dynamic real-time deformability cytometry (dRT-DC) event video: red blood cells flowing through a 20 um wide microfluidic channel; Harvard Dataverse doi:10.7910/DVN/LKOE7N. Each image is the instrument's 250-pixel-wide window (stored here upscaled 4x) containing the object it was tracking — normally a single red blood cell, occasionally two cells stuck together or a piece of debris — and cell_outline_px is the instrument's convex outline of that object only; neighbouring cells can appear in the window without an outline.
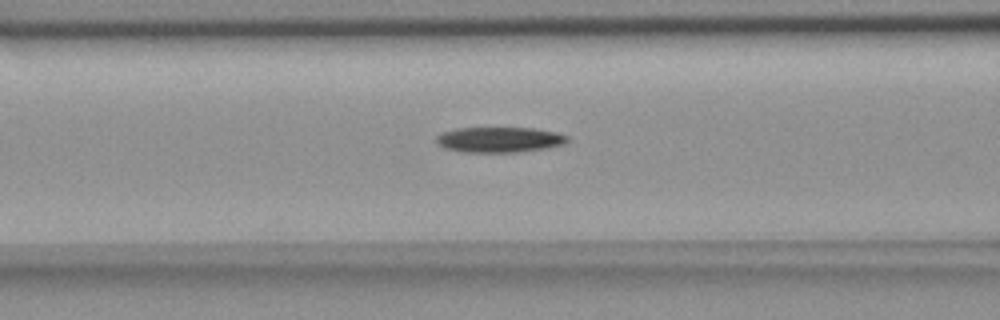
{"species": "common noctule bat (a hibernating species)", "species_latin": "Nyctalus noctula", "temperature_condition": "room temperature", "stored_images_in_passage": 38, "camera_frame_rate_fps": 3000, "um_per_image_px": 0.085, "animal": {"sex": "female", "body_mass_g": 18.4}, "frame": {"image": 1, "passage_image": 8, "time_ms": 2.333, "image_size_px": [1000, 320], "cell_outline_px": [[568, 140], [564, 144], [516, 152], [460, 152], [444, 148], [436, 144], [436, 136], [444, 132], [456, 128], [532, 128], [556, 132], [568, 136]], "centroid_in_image_um": [42.38, 11.87], "position_along_channel_um": 124.2, "area_um2": 19.25}}
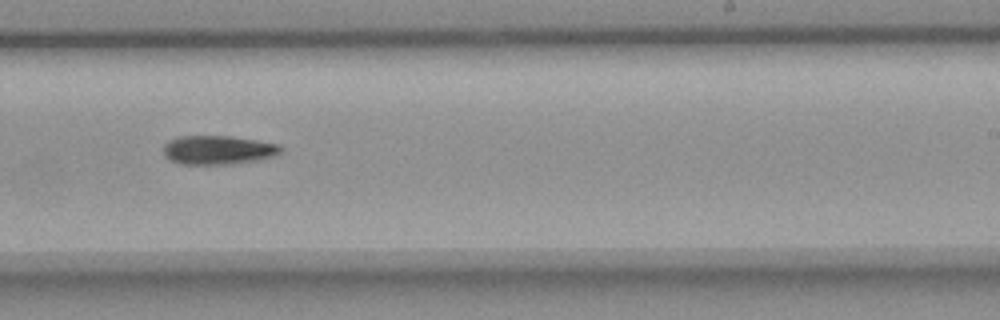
{"frame": {"image": 2, "passage_image": 20, "time_ms": 6.333, "image_size_px": [1000, 320], "cell_outline_px": [[284, 148], [280, 152], [272, 156], [256, 160], [228, 164], [180, 164], [164, 156], [164, 144], [168, 140], [180, 136], [228, 136], [256, 140], [280, 144]], "centroid_in_image_um": [18.52, 12.74], "position_along_channel_um": 270.5, "area_um2": 19.65}}
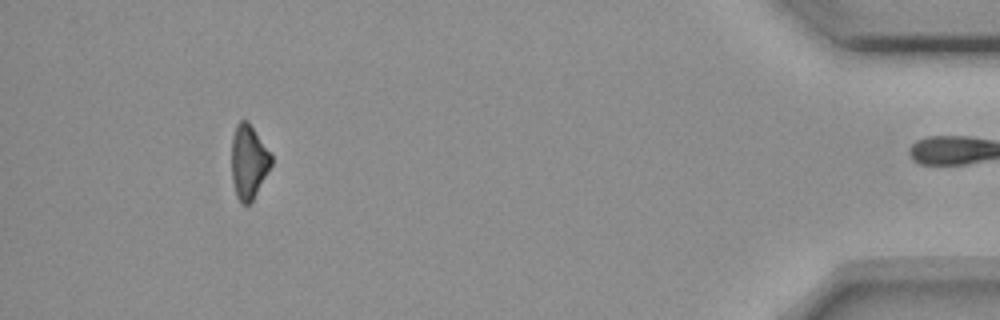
{"frame": {"image": 3, "passage_image": 37, "time_ms": 12.0, "image_size_px": [1000, 320], "cell_outline_px": [[272, 164], [252, 200], [248, 204], [244, 204], [236, 196], [232, 180], [232, 136], [236, 124], [240, 120], [248, 120], [272, 156]], "centroid_in_image_um": [21.12, 13.71], "position_along_channel_um": 414.1, "area_um2": 16.88}, "authors_computed_cell_mechanics": {"area_um2": 19.5942, "velocity_mm_per_s": 3.6703, "shape_relaxation_time_tau1_ms": 9.1944, "shape_relaxation_time_tau2_ms": null, "deformation_change_tau1": 0.1786, "deformation_change_tau2": null}}